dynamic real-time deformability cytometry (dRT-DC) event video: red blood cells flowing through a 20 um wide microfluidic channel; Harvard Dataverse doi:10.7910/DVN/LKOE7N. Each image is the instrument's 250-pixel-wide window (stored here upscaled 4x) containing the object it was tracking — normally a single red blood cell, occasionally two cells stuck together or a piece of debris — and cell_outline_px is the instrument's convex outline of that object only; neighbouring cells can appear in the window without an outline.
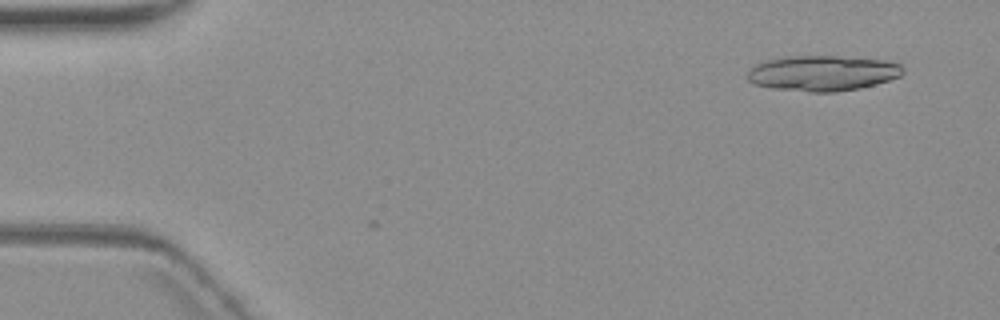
{"species": "common noctule bat (a hibernating species)", "species_latin": "Nyctalus noctula", "temperature_condition": "warm", "stored_images_in_passage": 2, "camera_frame_rate_fps": 3000, "um_per_image_px": 0.085, "animal": {"sex": "female", "body_mass_g": 19.3, "forearm_length_mm": 54.1}, "frame": {"image": 1, "passage_image": 2, "time_ms": 1.333, "image_size_px": [1000, 320], "cell_outline_px": [[904, 72], [900, 76], [888, 80], [860, 88], [836, 92], [808, 92], [772, 88], [752, 84], [748, 80], [748, 72], [756, 64], [764, 60], [788, 56], [836, 56], [884, 60], [900, 64], [904, 68]], "centroid_in_image_um": [69.9, 6.22], "position_along_channel_um": 15.1, "area_um2": 32.14}}